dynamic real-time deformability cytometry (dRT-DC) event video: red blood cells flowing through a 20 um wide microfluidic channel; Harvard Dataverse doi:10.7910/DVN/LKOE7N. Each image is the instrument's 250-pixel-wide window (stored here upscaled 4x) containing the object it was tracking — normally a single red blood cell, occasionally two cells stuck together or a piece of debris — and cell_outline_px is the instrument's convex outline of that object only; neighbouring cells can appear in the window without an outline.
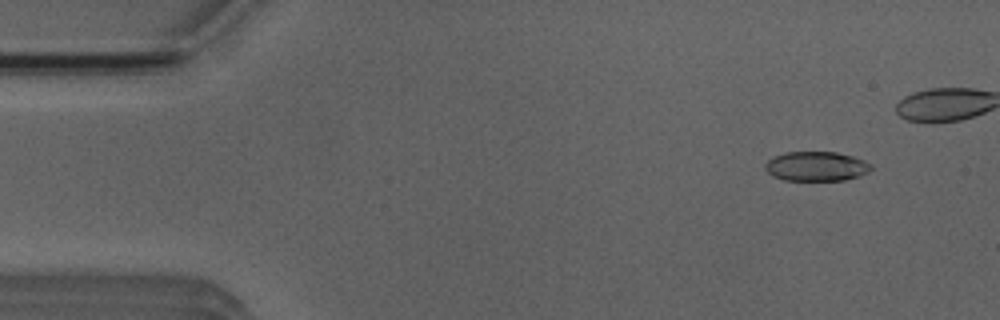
{"species": "Egyptian fruit bat (a non-hibernating species)", "species_latin": "Rousettus aegyptiacus", "temperature_condition": "room temperature", "stored_images_in_passage": 42, "camera_frame_rate_fps": 3000, "um_per_image_px": 0.085, "animal": {"sex": "male"}, "frame": {"image": 1, "passage_image": 5, "time_ms": 1.333, "image_size_px": [1000, 320], "cell_outline_px": [[872, 168], [868, 172], [860, 176], [844, 180], [784, 180], [772, 176], [764, 168], [764, 164], [772, 156], [784, 152], [836, 152], [852, 156], [864, 160], [872, 164]], "centroid_in_image_um": [69.37, 14.13], "position_along_channel_um": 15.6, "area_um2": 18.38}}
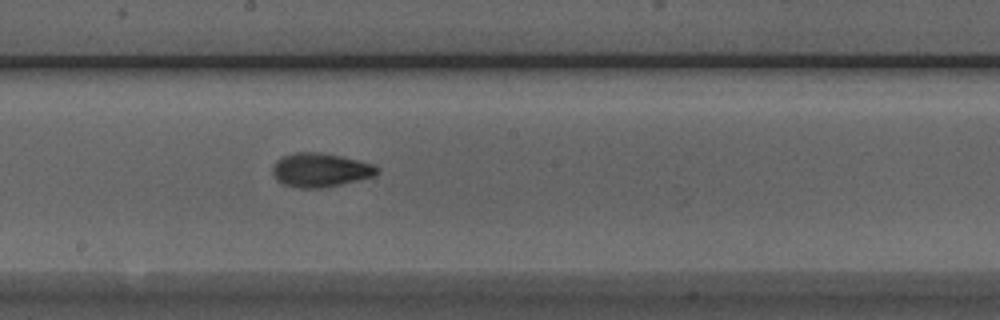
{"frame": {"image": 2, "passage_image": 28, "time_ms": 9.0, "image_size_px": [1000, 320], "cell_outline_px": [[376, 172], [372, 176], [340, 184], [320, 188], [300, 188], [284, 184], [276, 180], [272, 172], [272, 168], [276, 160], [292, 152], [320, 152], [340, 156], [372, 164], [376, 168]], "centroid_in_image_um": [27.14, 14.44], "position_along_channel_um": 221.1, "area_um2": 20.23}}
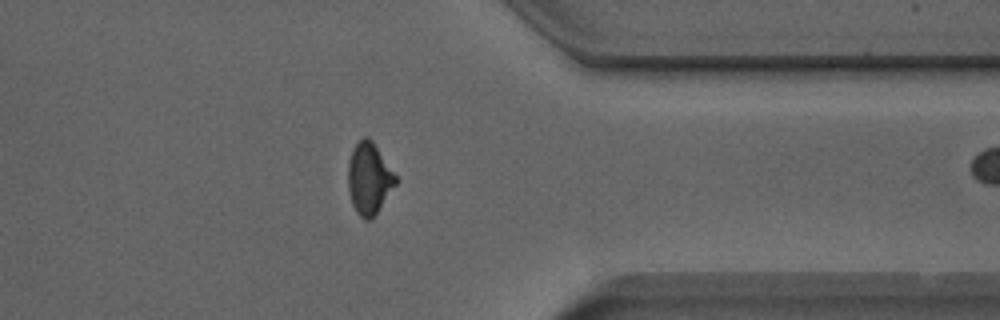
{"frame": {"image": 3, "passage_image": 41, "time_ms": 13.333, "image_size_px": [1000, 320], "cell_outline_px": [[396, 184], [376, 212], [368, 220], [364, 220], [356, 212], [352, 204], [348, 192], [348, 164], [352, 148], [364, 136], [368, 136], [372, 140], [396, 176]], "centroid_in_image_um": [31.34, 15.15], "position_along_channel_um": 380.1, "area_um2": 19.54}}